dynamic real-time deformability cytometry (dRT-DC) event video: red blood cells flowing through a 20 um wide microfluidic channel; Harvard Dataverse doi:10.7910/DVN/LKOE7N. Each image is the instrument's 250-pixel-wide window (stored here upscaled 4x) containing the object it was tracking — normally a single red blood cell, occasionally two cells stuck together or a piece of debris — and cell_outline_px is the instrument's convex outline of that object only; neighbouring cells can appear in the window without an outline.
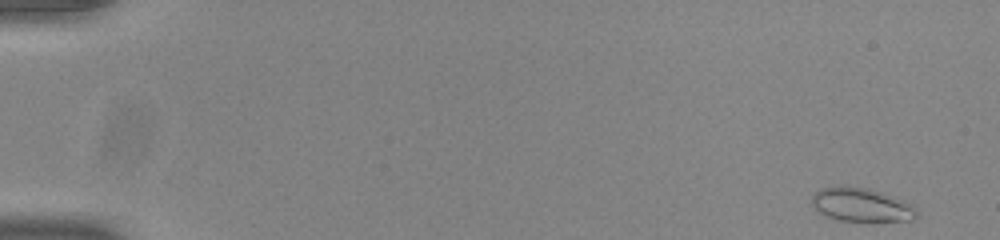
{"species": "common noctule bat (a hibernating species)", "species_latin": "Nyctalus noctula", "temperature_condition": "room temperature", "stored_images_in_passage": 52, "camera_frame_rate_fps": 3000, "um_per_image_px": 0.085, "animal": {"sex": "male", "body_mass_g": 20.0, "forearm_length_mm": 53.3}, "frame": {"image": 1, "passage_image": 1, "time_ms": 0.0, "image_size_px": [1000, 240], "cell_outline_px": [[916, 216], [912, 220], [836, 220], [820, 212], [812, 204], [812, 196], [820, 188], [840, 184], [848, 184], [868, 188], [884, 192], [908, 200], [916, 204]], "centroid_in_image_um": [73.25, 17.35], "position_along_channel_um": 11.7, "area_um2": 20.98}}
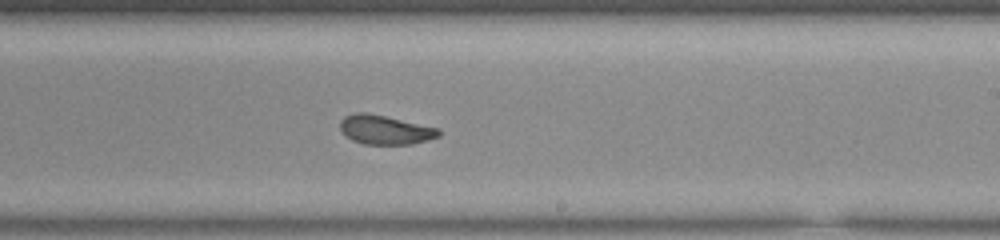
{"frame": {"image": 2, "passage_image": 32, "time_ms": 10.333, "image_size_px": [1000, 240], "cell_outline_px": [[440, 136], [428, 140], [412, 144], [364, 144], [352, 140], [340, 128], [340, 120], [344, 116], [352, 112], [368, 112], [440, 128]], "centroid_in_image_um": [32.74, 11.01], "position_along_channel_um": 256.3, "area_um2": 16.88}}
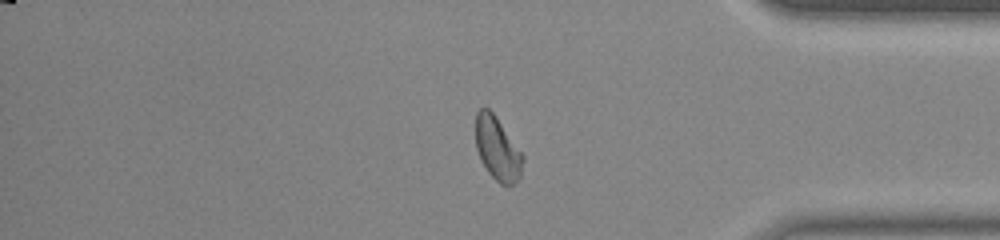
{"frame": {"image": 3, "passage_image": 44, "time_ms": 14.333, "image_size_px": [1000, 240], "cell_outline_px": [[524, 160], [520, 176], [508, 188], [500, 184], [488, 172], [480, 160], [476, 148], [476, 112], [480, 108], [488, 108], [496, 116], [524, 156]], "centroid_in_image_um": [42.28, 12.66], "position_along_channel_um": 392.9, "area_um2": 17.46}, "authors_computed_cell_mechanics": {"area_um2": 17.4845, "velocity_mm_per_s": 3.8642, "shape_relaxation_time_tau1_ms": 4.1803, "shape_relaxation_time_tau2_ms": 1.147, "deformation_change_tau1": 0.1198, "deformation_change_tau2": 0.0659}}